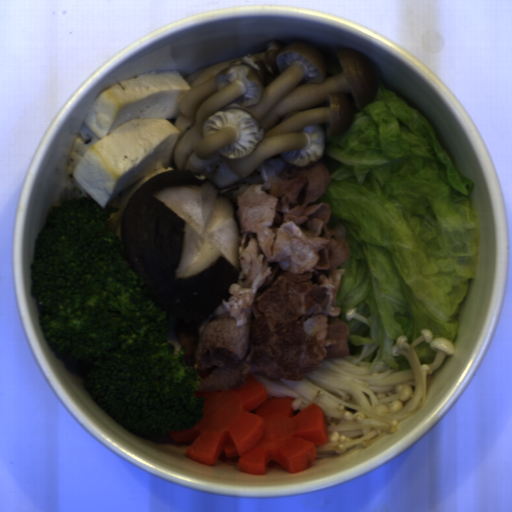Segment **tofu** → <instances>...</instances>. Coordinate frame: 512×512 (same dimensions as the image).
Returning <instances> with one entry per match:
<instances>
[{"mask_svg": "<svg viewBox=\"0 0 512 512\" xmlns=\"http://www.w3.org/2000/svg\"><path fill=\"white\" fill-rule=\"evenodd\" d=\"M191 86L174 70H154L103 90L90 106L68 157L64 186L102 209H118L108 230L123 241L120 223L132 195L173 169L180 133L174 125Z\"/></svg>", "mask_w": 512, "mask_h": 512, "instance_id": "tofu-1", "label": "tofu"}]
</instances>
